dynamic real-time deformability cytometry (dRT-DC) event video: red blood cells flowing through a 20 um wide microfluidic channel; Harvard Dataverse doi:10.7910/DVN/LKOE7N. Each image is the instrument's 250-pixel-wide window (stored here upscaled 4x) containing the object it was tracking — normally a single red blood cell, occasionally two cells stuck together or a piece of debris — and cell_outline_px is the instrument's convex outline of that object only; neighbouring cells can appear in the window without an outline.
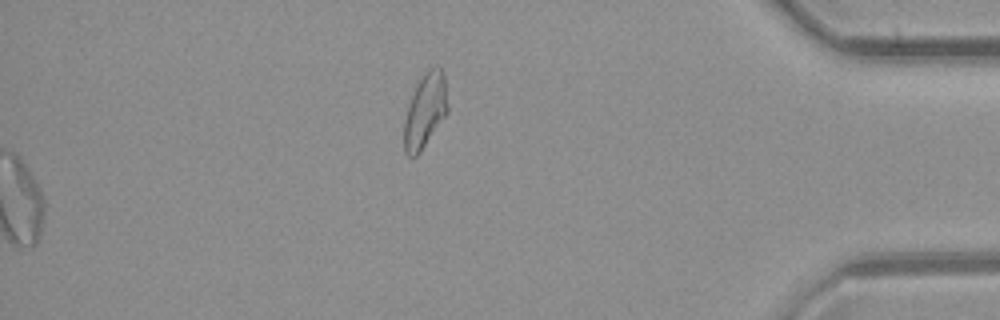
{"species": "common noctule bat (a hibernating species)", "species_latin": "Nyctalus noctula", "temperature_condition": "room temperature", "stored_images_in_passage": 31, "segment_of_instrument_passage": [2, 2], "camera_frame_rate_fps": 3000, "um_per_image_px": 0.085, "animal": {"sex": "female", "body_mass_g": 21.9}, "frame": {"image": 1, "passage_image": 31, "time_ms": 10.0, "image_size_px": [1000, 320], "cell_outline_px": [[448, 112], [420, 152], [416, 156], [408, 156], [404, 152], [404, 120], [408, 104], [416, 84], [428, 68], [436, 64], [440, 68], [444, 76], [448, 108]], "centroid_in_image_um": [36.12, 9.39], "position_along_channel_um": 399.1, "area_um2": 18.9}}